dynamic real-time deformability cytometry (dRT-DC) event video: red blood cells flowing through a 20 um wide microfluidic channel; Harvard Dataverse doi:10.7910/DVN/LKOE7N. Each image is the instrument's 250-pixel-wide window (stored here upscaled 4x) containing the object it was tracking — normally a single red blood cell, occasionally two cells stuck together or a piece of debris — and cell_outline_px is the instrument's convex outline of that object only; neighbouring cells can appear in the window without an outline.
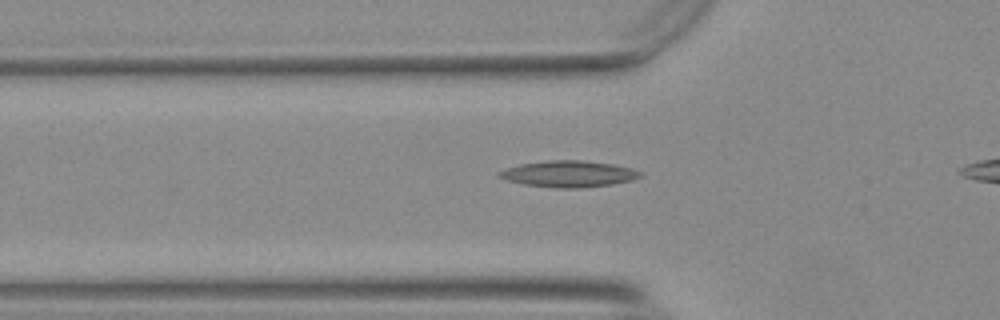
{"species": "Egyptian fruit bat (a non-hibernating species)", "species_latin": "Rousettus aegyptiacus", "temperature_condition": "warm", "stored_images_in_passage": 33, "camera_frame_rate_fps": 3000, "um_per_image_px": 0.085, "animal": {"sex": "female"}, "frame": {"image": 1, "passage_image": 4, "time_ms": 1.0, "image_size_px": [1000, 320], "cell_outline_px": [[640, 176], [632, 180], [612, 184], [580, 188], [552, 188], [524, 184], [504, 180], [500, 176], [500, 172], [508, 168], [520, 164], [548, 160], [580, 160], [612, 164], [632, 168], [640, 172]], "centroid_in_image_um": [48.33, 14.79], "position_along_channel_um": 77.5, "area_um2": 21.44}}
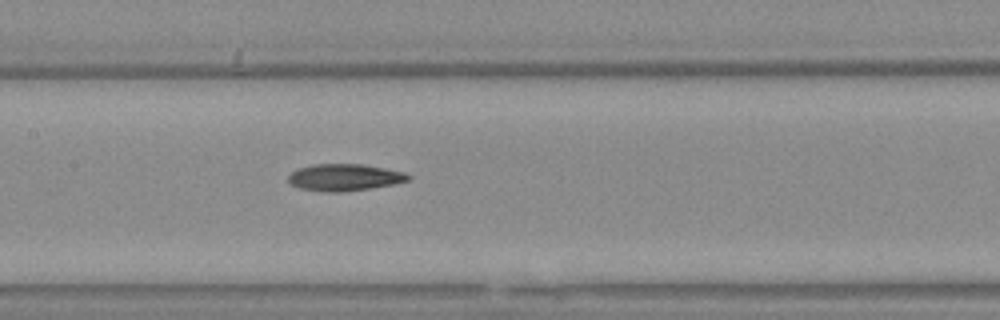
{"frame": {"image": 2, "passage_image": 12, "time_ms": 3.667, "image_size_px": [1000, 320], "cell_outline_px": [[412, 176], [408, 180], [392, 184], [368, 188], [340, 192], [324, 192], [300, 188], [288, 184], [288, 176], [292, 172], [300, 168], [312, 164], [360, 164], [384, 168], [404, 172]], "centroid_in_image_um": [29.24, 15.07], "position_along_channel_um": 178.2, "area_um2": 18.61}}
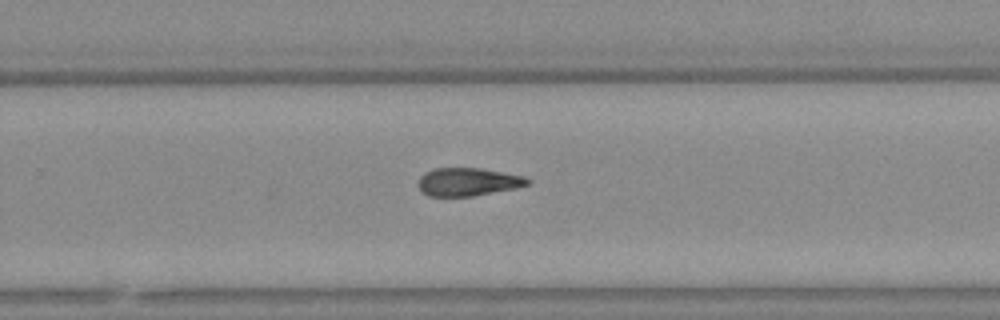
{"frame": {"image": 3, "passage_image": 21, "time_ms": 6.667, "image_size_px": [1000, 320], "cell_outline_px": [[532, 180], [528, 184], [516, 188], [472, 196], [428, 196], [416, 184], [420, 176], [424, 172], [436, 168], [480, 168], [524, 176]], "centroid_in_image_um": [39.76, 15.45], "position_along_channel_um": 290.0, "area_um2": 17.86}}